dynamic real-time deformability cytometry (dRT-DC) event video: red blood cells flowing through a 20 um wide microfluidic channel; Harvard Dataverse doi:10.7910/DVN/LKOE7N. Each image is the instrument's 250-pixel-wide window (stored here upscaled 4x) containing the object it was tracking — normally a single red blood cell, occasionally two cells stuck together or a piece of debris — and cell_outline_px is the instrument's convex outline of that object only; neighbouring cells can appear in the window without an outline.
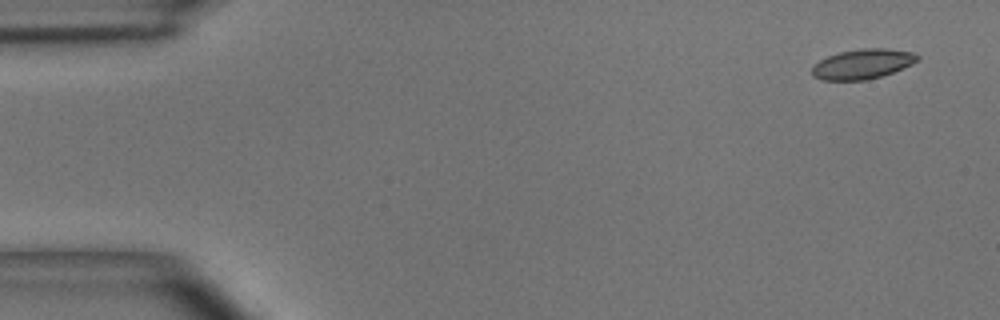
{"species": "common noctule bat (a hibernating species)", "species_latin": "Nyctalus noctula", "temperature_condition": "room temperature", "stored_images_in_passage": 5, "camera_frame_rate_fps": 3000, "um_per_image_px": 0.085, "animal": {"sex": "male", "body_mass_g": 15.6}, "frame": {"image": 1, "passage_image": 1, "time_ms": 0.0, "image_size_px": [1000, 320], "cell_outline_px": [[920, 60], [912, 64], [892, 72], [868, 80], [824, 80], [812, 76], [812, 64], [828, 56], [840, 52], [860, 48], [884, 48], [916, 52], [920, 56]], "centroid_in_image_um": [73.33, 5.43], "position_along_channel_um": 11.7, "area_um2": 18.5}}
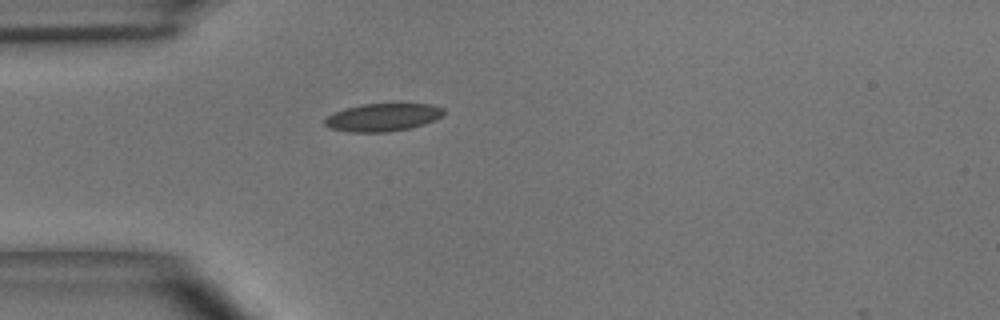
{"frame": {"image": 2, "passage_image": 4, "time_ms": 1.0, "image_size_px": [1000, 320], "cell_outline_px": [[444, 116], [436, 120], [424, 124], [408, 128], [388, 132], [348, 132], [328, 128], [324, 124], [324, 120], [328, 116], [344, 108], [364, 104], [432, 104], [444, 108]], "centroid_in_image_um": [32.55, 9.98], "position_along_channel_um": 52.4, "area_um2": 19.36}}